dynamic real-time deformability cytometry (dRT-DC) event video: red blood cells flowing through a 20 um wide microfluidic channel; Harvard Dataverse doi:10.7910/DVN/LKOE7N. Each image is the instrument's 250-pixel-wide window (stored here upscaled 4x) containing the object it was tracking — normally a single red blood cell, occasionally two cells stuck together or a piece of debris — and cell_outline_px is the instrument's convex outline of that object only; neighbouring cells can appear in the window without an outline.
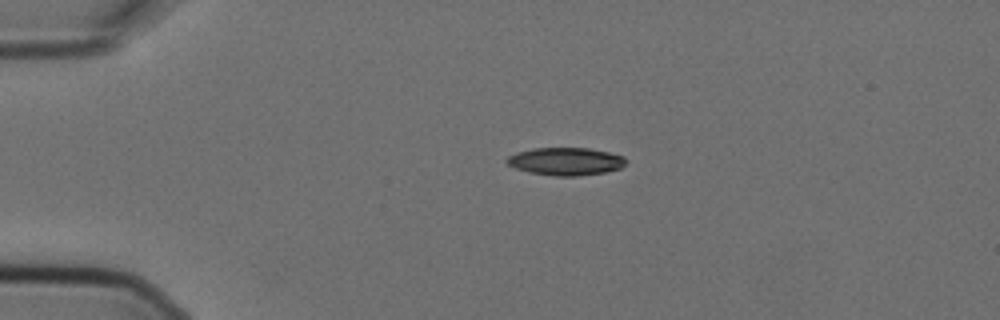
{"species": "Egyptian fruit bat (a non-hibernating species)", "species_latin": "Rousettus aegyptiacus", "temperature_condition": "cold", "stored_images_in_passage": 2, "camera_frame_rate_fps": 3000, "um_per_image_px": 0.085, "animal": {"sex": "female"}, "frame": {"image": 1, "passage_image": 1, "time_ms": 0.0, "image_size_px": [1000, 320], "cell_outline_px": [[628, 160], [620, 168], [604, 172], [576, 176], [556, 176], [528, 172], [516, 168], [508, 164], [504, 160], [508, 156], [516, 152], [532, 148], [588, 148], [608, 152], [624, 156]], "centroid_in_image_um": [48.06, 13.71], "position_along_channel_um": 36.9, "area_um2": 19.25}}